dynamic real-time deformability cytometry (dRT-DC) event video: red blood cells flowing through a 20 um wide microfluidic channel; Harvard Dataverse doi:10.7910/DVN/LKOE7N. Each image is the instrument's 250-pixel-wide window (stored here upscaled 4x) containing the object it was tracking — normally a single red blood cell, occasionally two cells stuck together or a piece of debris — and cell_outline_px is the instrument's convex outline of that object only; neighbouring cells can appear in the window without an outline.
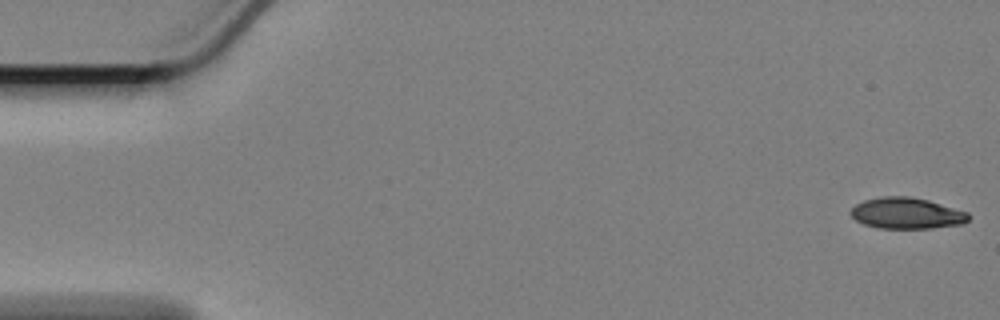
{"species": "Egyptian fruit bat (a non-hibernating species)", "species_latin": "Rousettus aegyptiacus", "temperature_condition": "cold", "stored_images_in_passage": 15, "camera_frame_rate_fps": 3000, "um_per_image_px": 0.085, "animal": {"sex": "female"}, "frame": {"image": 1, "passage_image": 1, "time_ms": 0.0, "image_size_px": [1000, 320], "cell_outline_px": [[968, 220], [964, 224], [928, 228], [880, 228], [864, 224], [856, 220], [848, 212], [856, 204], [864, 200], [880, 196], [908, 196], [928, 200], [968, 212]], "centroid_in_image_um": [77.04, 18.12], "position_along_channel_um": 8.0, "area_um2": 21.33}}
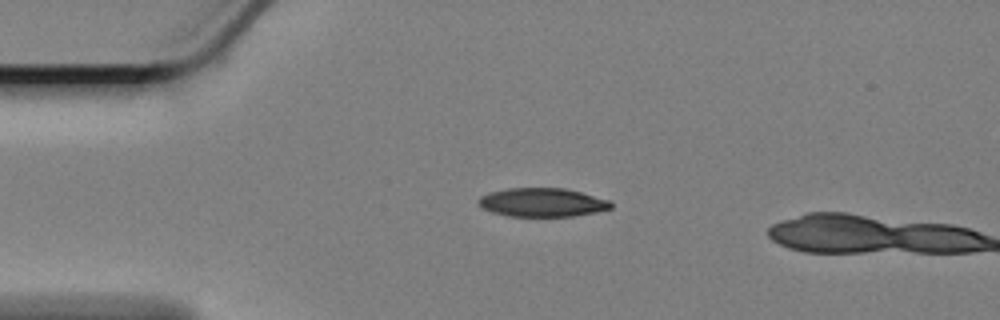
{"frame": {"image": 2, "passage_image": 13, "time_ms": 4.0, "image_size_px": [1000, 320], "cell_outline_px": [[612, 208], [596, 212], [572, 216], [508, 216], [492, 212], [480, 208], [476, 200], [480, 196], [488, 192], [508, 188], [564, 188], [580, 192], [608, 200], [612, 204]], "centroid_in_image_um": [46.02, 17.2], "position_along_channel_um": 39.0, "area_um2": 22.2}}